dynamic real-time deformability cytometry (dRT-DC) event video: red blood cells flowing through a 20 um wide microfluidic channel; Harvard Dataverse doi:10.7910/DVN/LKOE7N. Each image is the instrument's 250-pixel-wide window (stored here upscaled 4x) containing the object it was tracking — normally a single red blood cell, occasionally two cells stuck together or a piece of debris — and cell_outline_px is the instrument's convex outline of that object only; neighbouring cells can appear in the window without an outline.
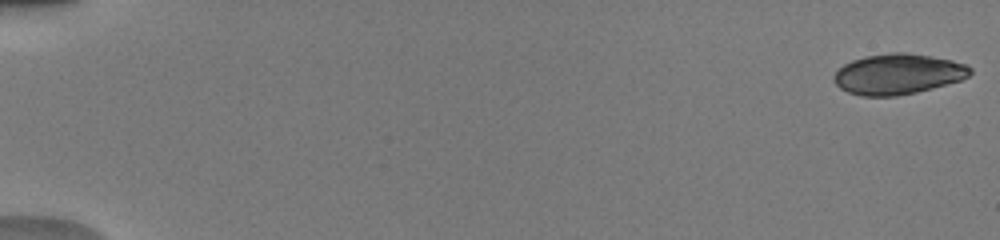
{"species": "human", "species_latin": "Homo sapiens", "temperature_condition": "warm", "stored_images_in_passage": 51, "camera_frame_rate_fps": 3000, "um_per_image_px": 0.085, "donor": {"sex": "male"}, "frame": {"image": 1, "passage_image": 1, "time_ms": 0.0, "image_size_px": [1000, 240], "cell_outline_px": [[972, 72], [968, 76], [960, 80], [932, 88], [916, 92], [896, 96], [860, 96], [848, 92], [840, 88], [832, 80], [832, 76], [844, 64], [852, 60], [864, 56], [892, 52], [904, 52], [952, 60], [968, 64], [972, 68]], "centroid_in_image_um": [76.31, 6.29], "position_along_channel_um": 8.7, "area_um2": 32.19}}
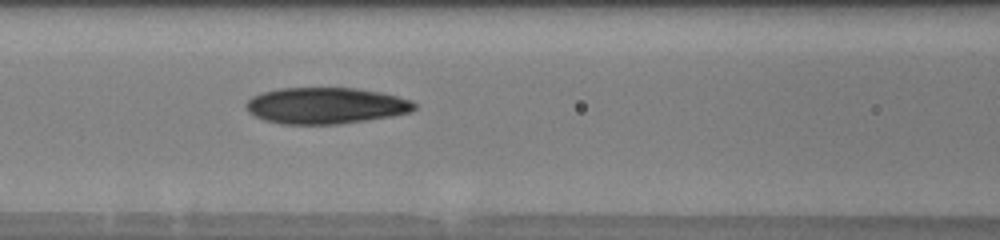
{"frame": {"image": 2, "passage_image": 24, "time_ms": 7.667, "image_size_px": [1000, 240], "cell_outline_px": [[416, 108], [412, 112], [392, 116], [336, 124], [280, 124], [264, 120], [248, 112], [244, 104], [252, 96], [264, 92], [280, 88], [356, 88], [380, 92], [412, 100], [416, 104]], "centroid_in_image_um": [27.68, 8.98], "position_along_channel_um": 138.9, "area_um2": 35.6}}
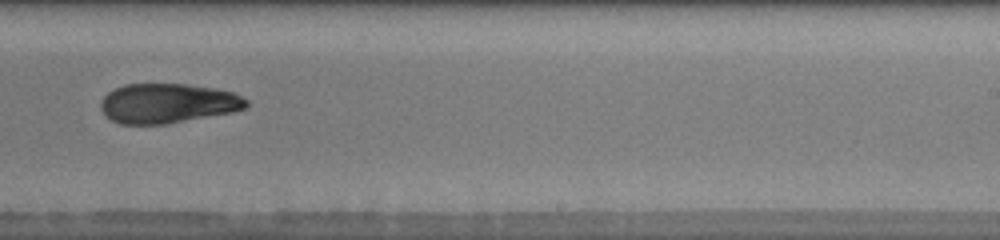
{"frame": {"image": 3, "passage_image": 34, "time_ms": 11.0, "image_size_px": [1000, 240], "cell_outline_px": [[248, 108], [232, 112], [164, 124], [120, 124], [112, 120], [100, 108], [100, 100], [112, 88], [124, 84], [188, 84], [216, 88], [232, 92], [248, 100]], "centroid_in_image_um": [14.25, 8.77], "position_along_channel_um": 274.8, "area_um2": 33.7}, "authors_computed_cell_mechanics": {"area_um2": 33.7552, "velocity_mm_per_s": 4.0865, "shape_relaxation_time_tau1_ms": 9.5029, "shape_relaxation_time_tau2_ms": 8.424, "deformation_change_tau1": 0.2327, "deformation_change_tau2": 0.1326}}